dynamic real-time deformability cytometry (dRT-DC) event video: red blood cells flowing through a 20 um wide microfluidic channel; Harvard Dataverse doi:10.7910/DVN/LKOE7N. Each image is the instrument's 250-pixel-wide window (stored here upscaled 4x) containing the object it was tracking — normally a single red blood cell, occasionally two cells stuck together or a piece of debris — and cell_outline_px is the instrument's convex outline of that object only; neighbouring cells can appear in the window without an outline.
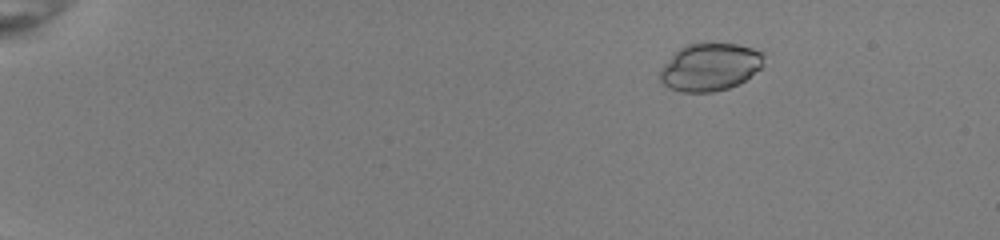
{"species": "common noctule bat (a hibernating species)", "species_latin": "Nyctalus noctula", "temperature_condition": "room temperature", "stored_images_in_passage": 54, "camera_frame_rate_fps": 3000, "um_per_image_px": 0.085, "animal": {"sex": "female", "body_mass_g": 22.0, "forearm_length_mm": 56.7}, "frame": {"image": 1, "passage_image": 10, "time_ms": 3.0, "image_size_px": [1000, 240], "cell_outline_px": [[764, 64], [760, 68], [744, 80], [728, 88], [712, 92], [680, 92], [668, 88], [660, 80], [660, 68], [680, 48], [688, 44], [736, 44], [752, 48], [764, 52]], "centroid_in_image_um": [60.35, 5.71], "position_along_channel_um": 24.7, "area_um2": 28.55}}